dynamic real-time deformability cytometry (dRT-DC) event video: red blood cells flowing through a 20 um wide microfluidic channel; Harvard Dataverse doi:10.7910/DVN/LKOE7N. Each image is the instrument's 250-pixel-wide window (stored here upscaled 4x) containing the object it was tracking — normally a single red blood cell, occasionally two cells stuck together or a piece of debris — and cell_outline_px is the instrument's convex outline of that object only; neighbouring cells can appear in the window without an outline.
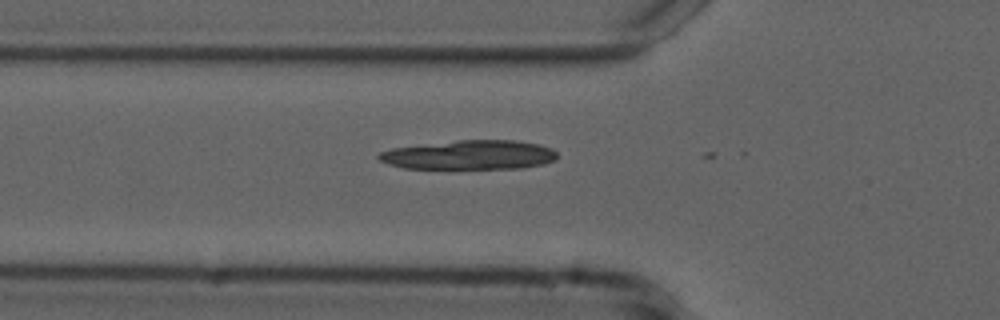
{"species": "common noctule bat (a hibernating species)", "species_latin": "Nyctalus noctula", "temperature_condition": "cold", "stored_images_in_passage": 5, "camera_frame_rate_fps": 3000, "um_per_image_px": 0.085, "animal": {"sex": "male", "forearm_length_mm": 52.5}, "frame": {"image": 1, "passage_image": 4, "time_ms": 1.0, "image_size_px": [1000, 320], "cell_outline_px": [[556, 160], [544, 164], [520, 168], [404, 168], [388, 164], [380, 160], [376, 156], [380, 152], [392, 148], [460, 140], [516, 140], [540, 144], [552, 148], [556, 152]], "centroid_in_image_um": [39.94, 13.16], "position_along_channel_um": 85.9, "area_um2": 30.29}}